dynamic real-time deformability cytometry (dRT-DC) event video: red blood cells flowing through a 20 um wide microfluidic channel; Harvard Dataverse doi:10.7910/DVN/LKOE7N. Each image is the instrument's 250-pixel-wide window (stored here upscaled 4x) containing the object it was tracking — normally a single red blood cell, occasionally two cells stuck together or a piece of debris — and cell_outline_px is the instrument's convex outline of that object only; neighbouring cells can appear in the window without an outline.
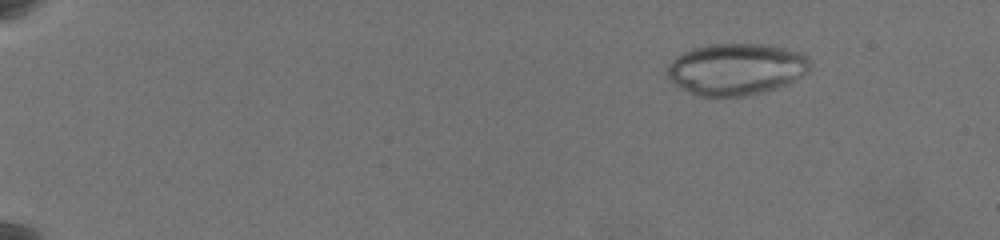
{"species": "common noctule bat (a hibernating species)", "species_latin": "Nyctalus noctula", "temperature_condition": "warm", "stored_images_in_passage": 53, "camera_frame_rate_fps": 3000, "um_per_image_px": 0.085, "animal": {"sex": "female", "body_mass_g": 19.5, "forearm_length_mm": 54.1}, "frame": {"image": 1, "passage_image": 1, "time_ms": 0.0, "image_size_px": [1000, 240], "cell_outline_px": [[808, 68], [804, 72], [792, 80], [784, 84], [760, 92], [744, 96], [700, 96], [680, 88], [668, 76], [668, 64], [684, 52], [692, 48], [708, 44], [764, 44], [796, 52], [804, 56], [808, 60]], "centroid_in_image_um": [62.49, 5.87], "position_along_channel_um": 22.5, "area_um2": 41.79}}
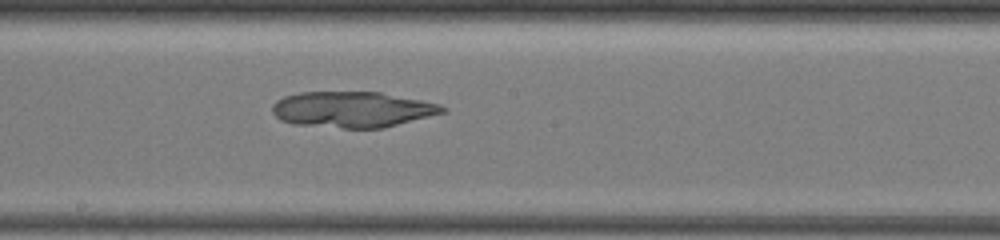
{"frame": {"image": 2, "passage_image": 29, "time_ms": 9.333, "image_size_px": [1000, 240], "cell_outline_px": [[448, 108], [444, 112], [384, 128], [344, 128], [292, 124], [280, 120], [272, 112], [272, 104], [276, 100], [284, 96], [300, 92], [380, 92], [440, 104]], "centroid_in_image_um": [29.92, 9.3], "position_along_channel_um": 218.3, "area_um2": 35.55}}
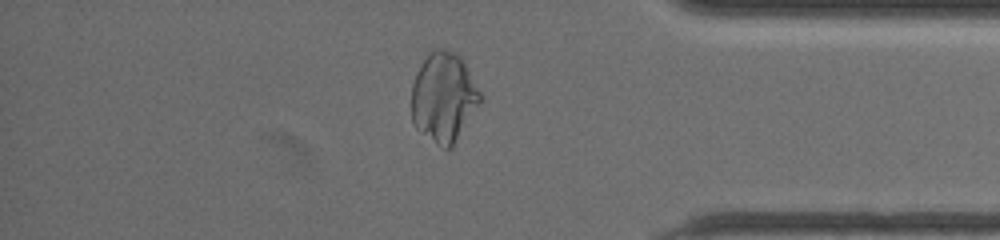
{"frame": {"image": 3, "passage_image": 45, "time_ms": 14.667, "image_size_px": [1000, 240], "cell_outline_px": [[484, 96], [452, 148], [444, 148], [436, 144], [416, 128], [412, 120], [412, 84], [416, 72], [420, 64], [428, 52], [432, 48], [444, 48], [460, 56]], "centroid_in_image_um": [37.71, 8.24], "position_along_channel_um": 397.5, "area_um2": 36.07}}